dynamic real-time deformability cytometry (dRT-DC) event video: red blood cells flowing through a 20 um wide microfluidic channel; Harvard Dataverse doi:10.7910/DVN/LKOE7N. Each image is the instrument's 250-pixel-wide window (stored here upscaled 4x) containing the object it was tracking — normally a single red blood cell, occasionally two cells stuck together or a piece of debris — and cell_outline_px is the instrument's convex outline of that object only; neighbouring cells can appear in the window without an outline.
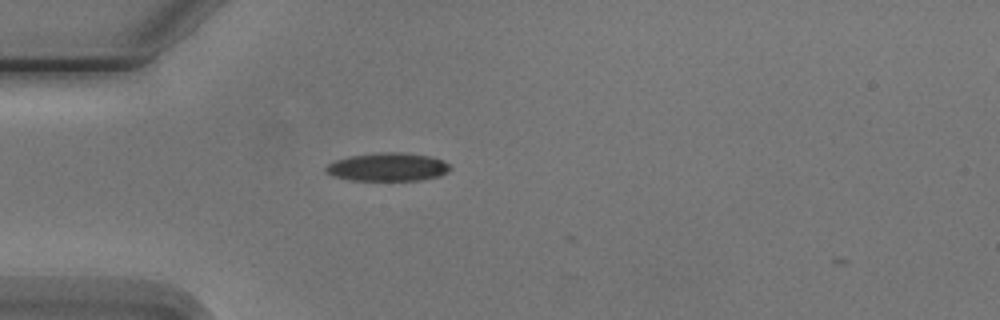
{"species": "Egyptian fruit bat (a non-hibernating species)", "species_latin": "Rousettus aegyptiacus", "temperature_condition": "cold", "stored_images_in_passage": 2, "camera_frame_rate_fps": 3000, "um_per_image_px": 0.085, "animal": {"sex": "male"}, "frame": {"image": 1, "passage_image": 2, "time_ms": 1.0, "image_size_px": [1000, 320], "cell_outline_px": [[452, 168], [448, 172], [440, 176], [420, 180], [348, 180], [332, 176], [324, 172], [324, 168], [328, 164], [336, 160], [348, 156], [376, 152], [404, 152], [428, 156], [444, 160]], "centroid_in_image_um": [32.94, 14.19], "position_along_channel_um": 52.1, "area_um2": 20.75}}